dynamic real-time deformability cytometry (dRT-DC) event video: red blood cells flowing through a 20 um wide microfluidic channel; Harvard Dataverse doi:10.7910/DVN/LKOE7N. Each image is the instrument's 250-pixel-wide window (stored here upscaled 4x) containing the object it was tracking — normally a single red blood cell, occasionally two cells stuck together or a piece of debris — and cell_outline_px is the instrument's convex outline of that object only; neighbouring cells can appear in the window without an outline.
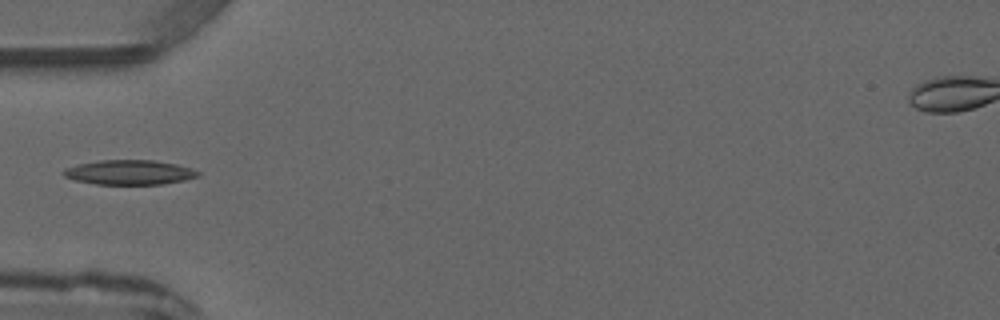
{"species": "common noctule bat (a hibernating species)", "species_latin": "Nyctalus noctula", "temperature_condition": "warm", "stored_images_in_passage": 3, "camera_frame_rate_fps": 3000, "um_per_image_px": 0.085, "animal": {"sex": "male", "forearm_length_mm": 52.5}, "frame": {"image": 1, "passage_image": 3, "time_ms": 3.667, "image_size_px": [1000, 320], "cell_outline_px": [[200, 176], [184, 180], [164, 184], [96, 184], [76, 180], [64, 176], [64, 168], [76, 164], [100, 160], [152, 160], [176, 164], [192, 168], [200, 172]], "centroid_in_image_um": [11.02, 14.64], "position_along_channel_um": 74.0, "area_um2": 19.31}}